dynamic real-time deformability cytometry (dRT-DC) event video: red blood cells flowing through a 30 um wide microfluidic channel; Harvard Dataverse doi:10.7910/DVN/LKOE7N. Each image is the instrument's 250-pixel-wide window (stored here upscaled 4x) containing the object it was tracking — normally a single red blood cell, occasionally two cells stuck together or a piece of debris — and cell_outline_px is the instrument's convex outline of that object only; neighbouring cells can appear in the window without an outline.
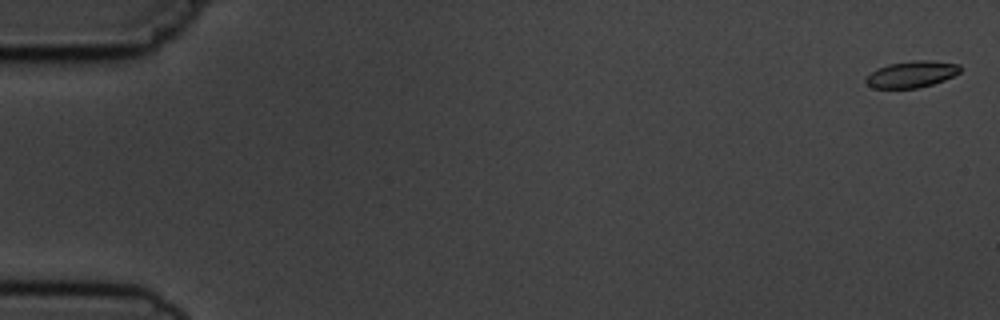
{"species": "common noctule bat (a hibernating species)", "species_latin": "Nyctalus noctula", "temperature_condition": "cold", "stored_images_in_passage": 6, "camera_frame_rate_fps": 3000, "um_per_image_px": 0.085, "animal": {"sex": "male", "body_mass_g": 19.5, "forearm_length_mm": 54.6}, "frame": {"image": 1, "passage_image": 1, "time_ms": 0.0, "image_size_px": [1000, 320], "cell_outline_px": [[960, 72], [944, 80], [932, 84], [916, 88], [872, 88], [864, 80], [872, 72], [888, 64], [912, 60], [932, 60], [960, 64]], "centroid_in_image_um": [77.51, 6.3], "position_along_channel_um": 7.5, "area_um2": 14.45}}
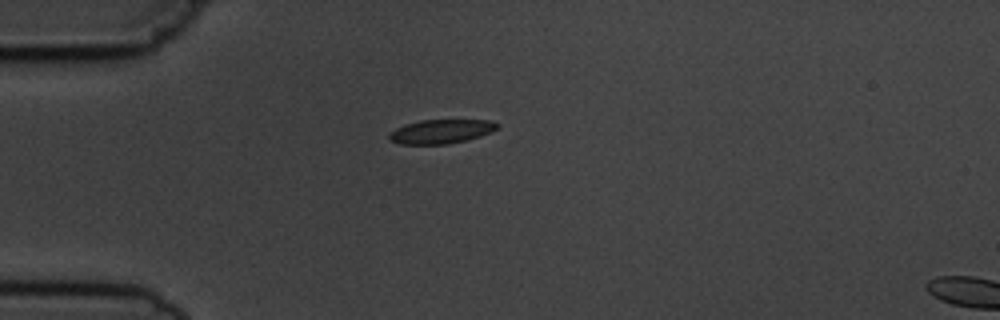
{"frame": {"image": 2, "passage_image": 5, "time_ms": 4.667, "image_size_px": [1000, 320], "cell_outline_px": [[500, 124], [492, 132], [468, 140], [448, 144], [400, 144], [388, 140], [388, 136], [396, 128], [404, 124], [420, 120], [492, 120]], "centroid_in_image_um": [37.5, 11.17], "position_along_channel_um": 47.5, "area_um2": 15.26}}